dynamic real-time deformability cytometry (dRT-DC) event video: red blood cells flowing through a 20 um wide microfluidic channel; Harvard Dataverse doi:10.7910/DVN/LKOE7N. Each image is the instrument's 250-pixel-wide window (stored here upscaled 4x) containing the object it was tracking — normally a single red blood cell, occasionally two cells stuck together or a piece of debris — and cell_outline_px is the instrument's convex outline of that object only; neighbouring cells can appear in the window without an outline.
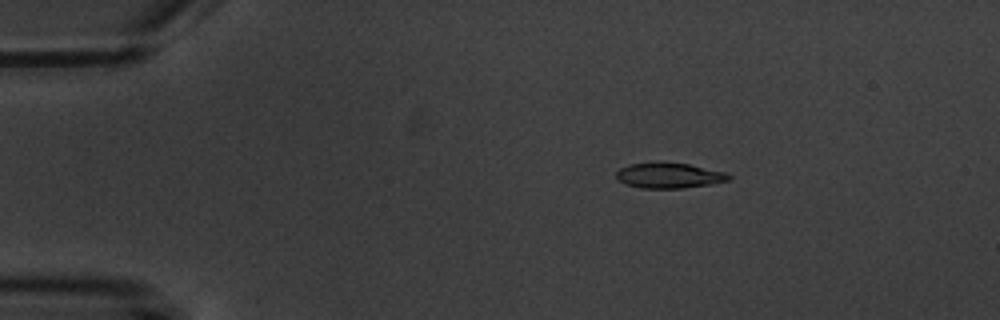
{"species": "common noctule bat (a hibernating species)", "species_latin": "Nyctalus noctula", "temperature_condition": "warm", "stored_images_in_passage": 7, "camera_frame_rate_fps": 3000, "um_per_image_px": 0.085, "animal": {"sex": "male", "body_mass_g": 20.1, "forearm_length_mm": 53.5}, "frame": {"image": 1, "passage_image": 2, "time_ms": 1.333, "image_size_px": [1000, 320], "cell_outline_px": [[732, 176], [728, 180], [712, 184], [684, 188], [640, 188], [624, 184], [616, 176], [616, 172], [620, 168], [628, 164], [688, 164], [724, 172]], "centroid_in_image_um": [56.87, 14.95], "position_along_channel_um": 28.1, "area_um2": 16.13}}
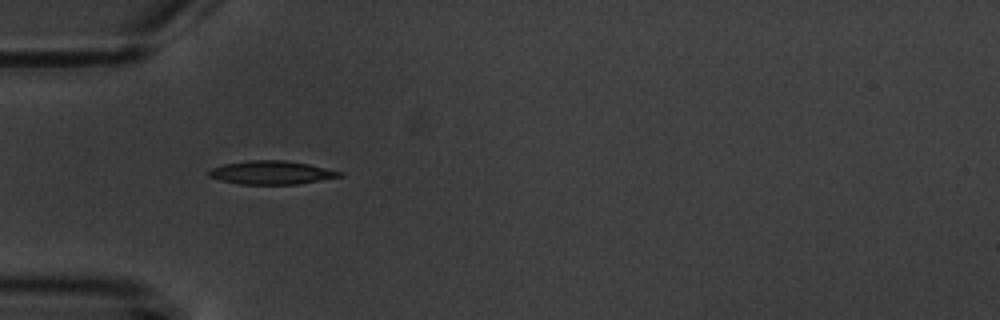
{"frame": {"image": 2, "passage_image": 4, "time_ms": 4.0, "image_size_px": [1000, 320], "cell_outline_px": [[344, 176], [300, 184], [240, 184], [208, 176], [208, 172], [212, 168], [224, 164], [248, 160], [284, 160], [308, 164], [344, 172]], "centroid_in_image_um": [23.13, 14.67], "position_along_channel_um": 61.9, "area_um2": 17.8}}
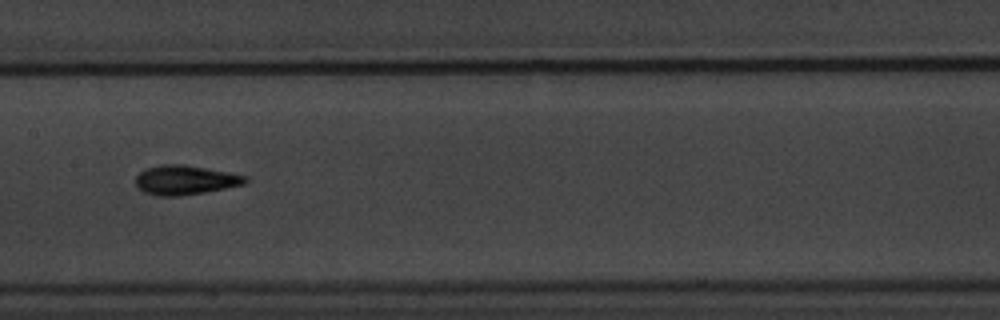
{"frame": {"image": 3, "passage_image": 7, "time_ms": 7.667, "image_size_px": [1000, 320], "cell_outline_px": [[248, 180], [244, 184], [204, 192], [176, 196], [160, 196], [144, 192], [136, 184], [136, 176], [140, 172], [148, 168], [160, 164], [184, 164], [248, 176]], "centroid_in_image_um": [15.74, 15.29], "position_along_channel_um": 191.7, "area_um2": 18.5}}